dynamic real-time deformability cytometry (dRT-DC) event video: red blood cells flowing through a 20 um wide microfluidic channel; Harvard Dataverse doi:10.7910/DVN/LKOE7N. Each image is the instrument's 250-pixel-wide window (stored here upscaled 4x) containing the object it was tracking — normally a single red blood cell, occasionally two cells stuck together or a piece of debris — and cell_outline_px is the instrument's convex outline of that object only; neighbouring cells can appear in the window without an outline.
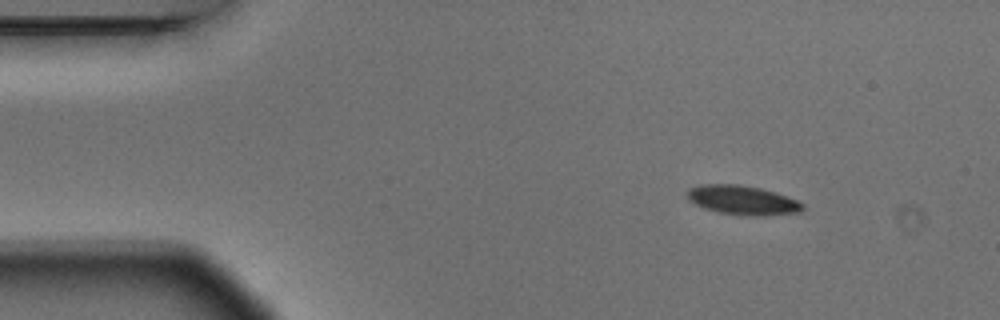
{"species": "Egyptian fruit bat (a non-hibernating species)", "species_latin": "Rousettus aegyptiacus", "temperature_condition": "warm", "stored_images_in_passage": 5, "camera_frame_rate_fps": 3000, "um_per_image_px": 0.085, "animal": {"sex": "male"}, "frame": {"image": 1, "passage_image": 1, "time_ms": 0.0, "image_size_px": [1000, 320], "cell_outline_px": [[804, 208], [800, 212], [764, 216], [756, 216], [720, 212], [704, 208], [688, 200], [688, 188], [700, 184], [740, 184], [760, 188], [796, 200], [804, 204]], "centroid_in_image_um": [63.1, 17.0], "position_along_channel_um": 21.9, "area_um2": 19.42}}
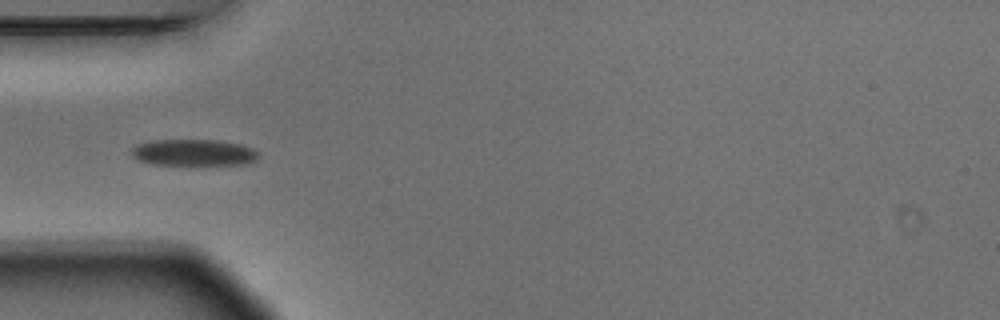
{"frame": {"image": 2, "passage_image": 4, "time_ms": 1.0, "image_size_px": [1000, 320], "cell_outline_px": [[256, 160], [244, 164], [192, 168], [152, 164], [140, 160], [132, 156], [132, 148], [136, 144], [152, 140], [220, 140], [240, 144], [252, 148], [256, 152]], "centroid_in_image_um": [16.44, 13.02], "position_along_channel_um": 68.6, "area_um2": 20.63}}
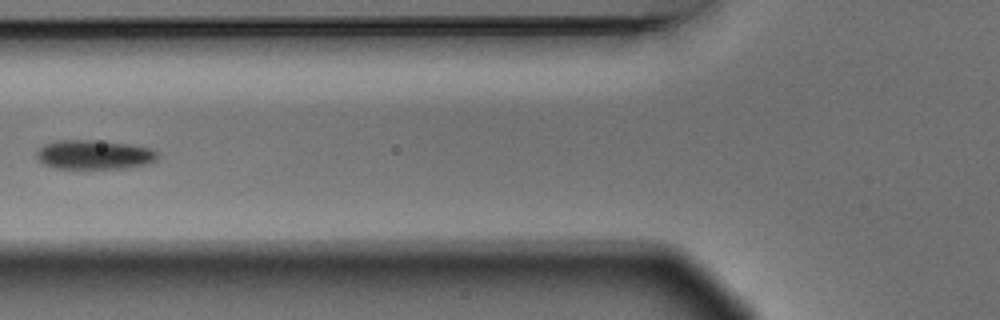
{"frame": {"image": 3, "passage_image": 5, "time_ms": 1.333, "image_size_px": [1000, 320], "cell_outline_px": [[160, 156], [156, 160], [148, 164], [124, 168], [56, 168], [44, 164], [36, 156], [36, 152], [44, 144], [56, 140], [92, 140], [128, 144], [148, 148], [160, 152]], "centroid_in_image_um": [8.03, 13.14], "position_along_channel_um": 117.8, "area_um2": 20.58}}